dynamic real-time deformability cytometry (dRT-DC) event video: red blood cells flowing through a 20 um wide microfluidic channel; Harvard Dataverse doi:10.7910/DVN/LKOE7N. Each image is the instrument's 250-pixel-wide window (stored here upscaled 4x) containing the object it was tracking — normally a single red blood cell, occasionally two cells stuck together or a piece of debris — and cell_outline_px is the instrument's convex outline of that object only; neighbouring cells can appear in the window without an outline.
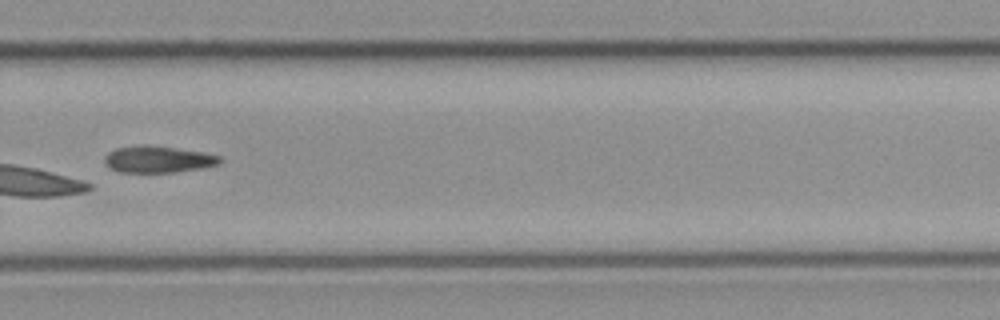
{"species": "common noctule bat (a hibernating species)", "species_latin": "Nyctalus noctula", "temperature_condition": "cold", "stored_images_in_passage": 17, "camera_frame_rate_fps": 3000, "um_per_image_px": 0.085, "animal": {"sex": "female", "body_mass_g": 21.9}, "frame": {"image": 1, "passage_image": 10, "time_ms": 3.0, "image_size_px": [1000, 320], "cell_outline_px": [[224, 160], [220, 164], [200, 168], [176, 172], [120, 172], [108, 168], [104, 164], [104, 156], [108, 152], [116, 148], [140, 144], [148, 144], [204, 152], [220, 156]], "centroid_in_image_um": [13.41, 13.53], "position_along_channel_um": 316.4, "area_um2": 18.26}}